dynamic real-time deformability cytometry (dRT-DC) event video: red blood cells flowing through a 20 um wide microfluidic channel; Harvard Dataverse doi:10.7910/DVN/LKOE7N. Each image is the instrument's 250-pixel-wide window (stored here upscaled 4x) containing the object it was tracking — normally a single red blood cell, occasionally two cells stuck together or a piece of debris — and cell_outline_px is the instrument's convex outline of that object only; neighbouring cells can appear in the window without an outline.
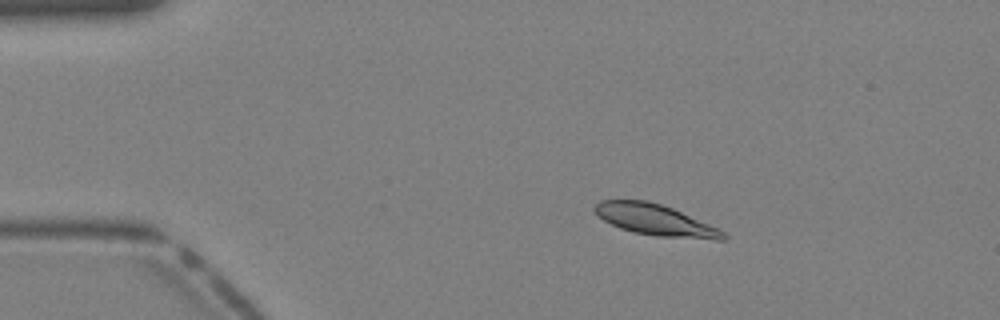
{"species": "Egyptian fruit bat (a non-hibernating species)", "species_latin": "Rousettus aegyptiacus", "temperature_condition": "warm", "stored_images_in_passage": 35, "camera_frame_rate_fps": 3000, "um_per_image_px": 0.085, "animal": {"sex": "female"}, "frame": {"image": 1, "passage_image": 2, "time_ms": 0.333, "image_size_px": [1000, 320], "cell_outline_px": [[728, 240], [716, 240], [656, 236], [632, 232], [620, 228], [604, 220], [592, 208], [600, 200], [648, 200], [672, 208], [708, 224], [724, 232], [728, 236]], "centroid_in_image_um": [55.7, 18.71], "position_along_channel_um": 29.3, "area_um2": 23.12}}
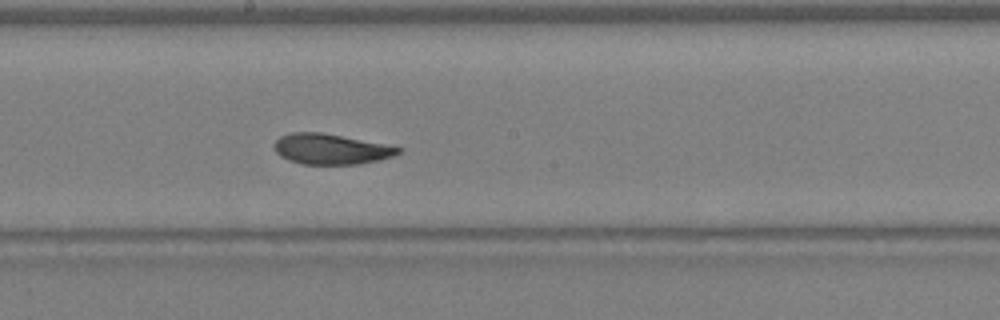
{"frame": {"image": 2, "passage_image": 17, "time_ms": 5.333, "image_size_px": [1000, 320], "cell_outline_px": [[404, 148], [400, 152], [392, 156], [380, 160], [356, 164], [304, 164], [288, 160], [280, 156], [276, 152], [272, 144], [280, 136], [292, 132], [320, 132], [384, 144]], "centroid_in_image_um": [28.09, 12.67], "position_along_channel_um": 220.1, "area_um2": 21.91}}
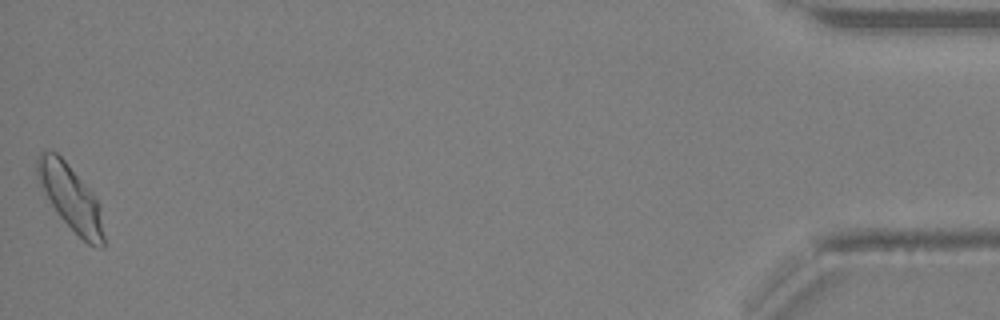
{"frame": {"image": 3, "passage_image": 35, "time_ms": 11.333, "image_size_px": [1000, 320], "cell_outline_px": [[104, 248], [100, 248], [88, 244], [60, 216], [52, 204], [40, 184], [36, 172], [36, 156], [44, 148], [56, 152], [64, 160], [92, 192], [100, 204], [104, 236]], "centroid_in_image_um": [6.01, 16.76], "position_along_channel_um": 429.2, "area_um2": 24.91}}